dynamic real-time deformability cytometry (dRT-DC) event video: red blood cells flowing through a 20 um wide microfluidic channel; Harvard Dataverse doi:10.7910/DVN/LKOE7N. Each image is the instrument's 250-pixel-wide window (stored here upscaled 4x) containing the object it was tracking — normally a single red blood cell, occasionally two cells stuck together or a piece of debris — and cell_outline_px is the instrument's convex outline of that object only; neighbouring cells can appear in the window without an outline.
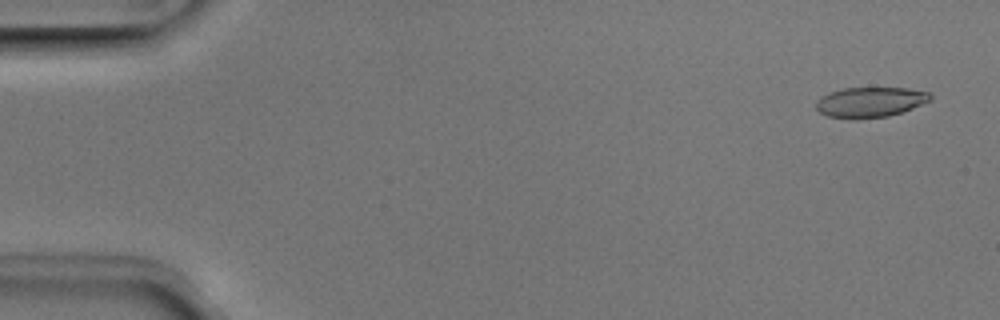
{"species": "Egyptian fruit bat (a non-hibernating species)", "species_latin": "Rousettus aegyptiacus", "temperature_condition": "room temperature", "stored_images_in_passage": 51, "camera_frame_rate_fps": 3000, "um_per_image_px": 0.085, "animal": {"sex": "male"}, "frame": {"image": 1, "passage_image": 3, "time_ms": 0.667, "image_size_px": [1000, 320], "cell_outline_px": [[932, 100], [912, 108], [888, 116], [856, 120], [852, 120], [828, 116], [820, 112], [816, 108], [816, 100], [820, 96], [828, 92], [844, 88], [908, 88], [928, 92], [932, 96]], "centroid_in_image_um": [73.93, 8.69], "position_along_channel_um": 11.1, "area_um2": 20.35}}
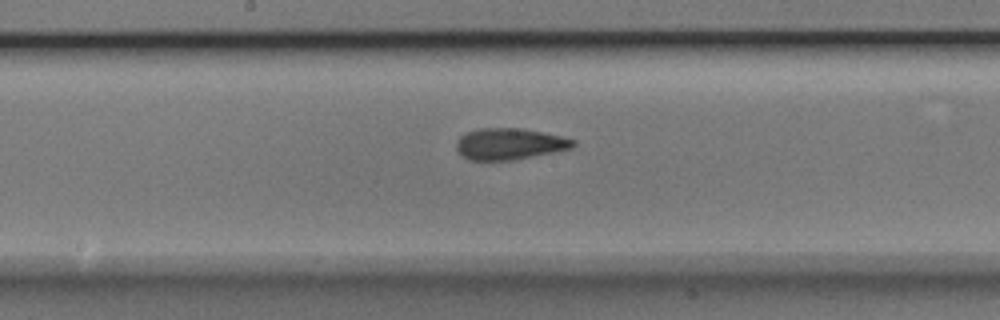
{"frame": {"image": 2, "passage_image": 27, "time_ms": 8.667, "image_size_px": [1000, 320], "cell_outline_px": [[576, 144], [572, 148], [512, 160], [468, 160], [456, 148], [456, 140], [460, 136], [468, 132], [480, 128], [520, 128], [560, 136], [576, 140]], "centroid_in_image_um": [43.29, 12.23], "position_along_channel_um": 204.9, "area_um2": 21.1}}
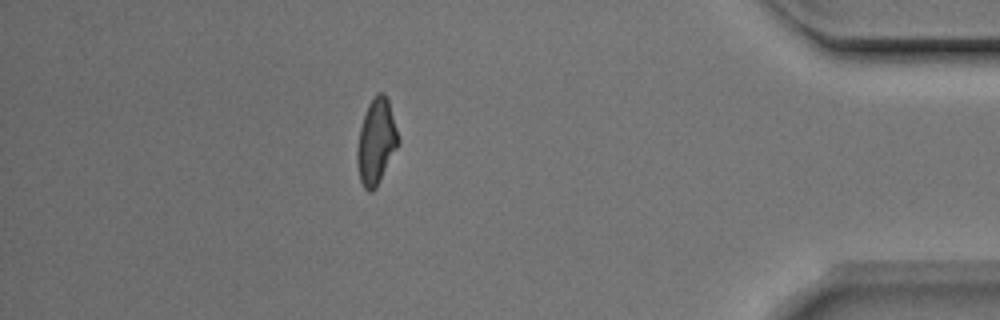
{"frame": {"image": 3, "passage_image": 45, "time_ms": 14.667, "image_size_px": [1000, 320], "cell_outline_px": [[400, 144], [376, 188], [372, 192], [368, 192], [364, 188], [360, 180], [356, 160], [356, 152], [360, 128], [368, 104], [376, 92], [384, 92], [388, 100], [400, 136]], "centroid_in_image_um": [32.0, 12.04], "position_along_channel_um": 403.2, "area_um2": 20.81}, "authors_computed_cell_mechanics": {"area_um2": 20.9814, "velocity_mm_per_s": 4.0237, "shape_relaxation_time_tau1_ms": 6.0533, "shape_relaxation_time_tau2_ms": 2.4482, "deformation_change_tau1": 0.1542, "deformation_change_tau2": 0.0784}}